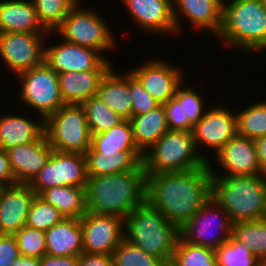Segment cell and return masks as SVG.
Instances as JSON below:
<instances>
[{"instance_id":"6da1fadb","label":"cell","mask_w":266,"mask_h":266,"mask_svg":"<svg viewBox=\"0 0 266 266\" xmlns=\"http://www.w3.org/2000/svg\"><path fill=\"white\" fill-rule=\"evenodd\" d=\"M212 197L208 165L184 172L146 174V201L179 229Z\"/></svg>"},{"instance_id":"7a4b0ae2","label":"cell","mask_w":266,"mask_h":266,"mask_svg":"<svg viewBox=\"0 0 266 266\" xmlns=\"http://www.w3.org/2000/svg\"><path fill=\"white\" fill-rule=\"evenodd\" d=\"M145 201L146 173L142 163L135 170L88 177V212L115 215L125 220L133 209Z\"/></svg>"},{"instance_id":"3957f363","label":"cell","mask_w":266,"mask_h":266,"mask_svg":"<svg viewBox=\"0 0 266 266\" xmlns=\"http://www.w3.org/2000/svg\"><path fill=\"white\" fill-rule=\"evenodd\" d=\"M217 37L241 54L266 50V10L261 0H223L222 27Z\"/></svg>"},{"instance_id":"277c9868","label":"cell","mask_w":266,"mask_h":266,"mask_svg":"<svg viewBox=\"0 0 266 266\" xmlns=\"http://www.w3.org/2000/svg\"><path fill=\"white\" fill-rule=\"evenodd\" d=\"M212 197L233 224L266 218V174L212 177Z\"/></svg>"},{"instance_id":"5b68a950","label":"cell","mask_w":266,"mask_h":266,"mask_svg":"<svg viewBox=\"0 0 266 266\" xmlns=\"http://www.w3.org/2000/svg\"><path fill=\"white\" fill-rule=\"evenodd\" d=\"M124 239L145 253L162 259L168 266L179 238V228L147 201L124 220Z\"/></svg>"},{"instance_id":"8992f818","label":"cell","mask_w":266,"mask_h":266,"mask_svg":"<svg viewBox=\"0 0 266 266\" xmlns=\"http://www.w3.org/2000/svg\"><path fill=\"white\" fill-rule=\"evenodd\" d=\"M206 164L196 149L193 133L184 130H168L142 159L146 174L184 172Z\"/></svg>"},{"instance_id":"52a82bcc","label":"cell","mask_w":266,"mask_h":266,"mask_svg":"<svg viewBox=\"0 0 266 266\" xmlns=\"http://www.w3.org/2000/svg\"><path fill=\"white\" fill-rule=\"evenodd\" d=\"M83 1L79 0L53 33L60 35V39L100 51L105 56L106 50L110 52L117 48L118 39L98 9L82 7Z\"/></svg>"},{"instance_id":"ba28073f","label":"cell","mask_w":266,"mask_h":266,"mask_svg":"<svg viewBox=\"0 0 266 266\" xmlns=\"http://www.w3.org/2000/svg\"><path fill=\"white\" fill-rule=\"evenodd\" d=\"M44 133L54 151L85 154L91 133L82 105L65 104L44 121Z\"/></svg>"},{"instance_id":"9c48e42d","label":"cell","mask_w":266,"mask_h":266,"mask_svg":"<svg viewBox=\"0 0 266 266\" xmlns=\"http://www.w3.org/2000/svg\"><path fill=\"white\" fill-rule=\"evenodd\" d=\"M20 90L19 100L27 108L35 109L44 121L65 105L59 87L58 74L50 70L44 63L30 70L23 71L17 75ZM30 107H28V106Z\"/></svg>"},{"instance_id":"30bf717a","label":"cell","mask_w":266,"mask_h":266,"mask_svg":"<svg viewBox=\"0 0 266 266\" xmlns=\"http://www.w3.org/2000/svg\"><path fill=\"white\" fill-rule=\"evenodd\" d=\"M232 231L229 214L211 197L179 229V235L185 242L216 250L229 240Z\"/></svg>"},{"instance_id":"8fae6325","label":"cell","mask_w":266,"mask_h":266,"mask_svg":"<svg viewBox=\"0 0 266 266\" xmlns=\"http://www.w3.org/2000/svg\"><path fill=\"white\" fill-rule=\"evenodd\" d=\"M52 33H0V58L9 72L17 75L43 64L46 41Z\"/></svg>"},{"instance_id":"7c38bea8","label":"cell","mask_w":266,"mask_h":266,"mask_svg":"<svg viewBox=\"0 0 266 266\" xmlns=\"http://www.w3.org/2000/svg\"><path fill=\"white\" fill-rule=\"evenodd\" d=\"M52 46L45 47L44 64L57 74L84 72L88 70H110L112 65L108 56L100 51L83 47L64 39ZM108 57V58H107Z\"/></svg>"},{"instance_id":"4fadbf2b","label":"cell","mask_w":266,"mask_h":266,"mask_svg":"<svg viewBox=\"0 0 266 266\" xmlns=\"http://www.w3.org/2000/svg\"><path fill=\"white\" fill-rule=\"evenodd\" d=\"M210 107L194 125L192 131L196 149L207 162L210 159L205 154H201L202 149H204L202 147L209 148L216 154L228 141L237 135L236 111L234 113V109L227 108L225 104H215Z\"/></svg>"},{"instance_id":"5bb4252c","label":"cell","mask_w":266,"mask_h":266,"mask_svg":"<svg viewBox=\"0 0 266 266\" xmlns=\"http://www.w3.org/2000/svg\"><path fill=\"white\" fill-rule=\"evenodd\" d=\"M83 252L112 255L124 240V219L88 212L80 218Z\"/></svg>"},{"instance_id":"9a60e30c","label":"cell","mask_w":266,"mask_h":266,"mask_svg":"<svg viewBox=\"0 0 266 266\" xmlns=\"http://www.w3.org/2000/svg\"><path fill=\"white\" fill-rule=\"evenodd\" d=\"M214 156L222 172L215 171L210 160L207 165L212 177L252 176L265 174L257 159L253 139L236 135L228 141ZM224 170V172H223Z\"/></svg>"},{"instance_id":"2e32d148","label":"cell","mask_w":266,"mask_h":266,"mask_svg":"<svg viewBox=\"0 0 266 266\" xmlns=\"http://www.w3.org/2000/svg\"><path fill=\"white\" fill-rule=\"evenodd\" d=\"M129 71L160 104L174 98L177 88L184 83L185 72L181 66L166 62L165 59H151Z\"/></svg>"},{"instance_id":"e0dca14e","label":"cell","mask_w":266,"mask_h":266,"mask_svg":"<svg viewBox=\"0 0 266 266\" xmlns=\"http://www.w3.org/2000/svg\"><path fill=\"white\" fill-rule=\"evenodd\" d=\"M133 24L153 34L177 35L173 0H121Z\"/></svg>"},{"instance_id":"ac0fdd59","label":"cell","mask_w":266,"mask_h":266,"mask_svg":"<svg viewBox=\"0 0 266 266\" xmlns=\"http://www.w3.org/2000/svg\"><path fill=\"white\" fill-rule=\"evenodd\" d=\"M223 0H173V16L177 35L182 33V19H187L203 34L217 36L222 27ZM182 16V17H181Z\"/></svg>"},{"instance_id":"d6986e66","label":"cell","mask_w":266,"mask_h":266,"mask_svg":"<svg viewBox=\"0 0 266 266\" xmlns=\"http://www.w3.org/2000/svg\"><path fill=\"white\" fill-rule=\"evenodd\" d=\"M37 194L28 184L16 183L0 191V234L14 235L26 226L27 215Z\"/></svg>"},{"instance_id":"ffe728a7","label":"cell","mask_w":266,"mask_h":266,"mask_svg":"<svg viewBox=\"0 0 266 266\" xmlns=\"http://www.w3.org/2000/svg\"><path fill=\"white\" fill-rule=\"evenodd\" d=\"M52 151L45 133L33 143L7 149L9 165L15 182L28 184L45 166Z\"/></svg>"},{"instance_id":"44dd1931","label":"cell","mask_w":266,"mask_h":266,"mask_svg":"<svg viewBox=\"0 0 266 266\" xmlns=\"http://www.w3.org/2000/svg\"><path fill=\"white\" fill-rule=\"evenodd\" d=\"M48 34L40 23L32 0H0V33Z\"/></svg>"},{"instance_id":"7402d4cb","label":"cell","mask_w":266,"mask_h":266,"mask_svg":"<svg viewBox=\"0 0 266 266\" xmlns=\"http://www.w3.org/2000/svg\"><path fill=\"white\" fill-rule=\"evenodd\" d=\"M23 114L0 115V147L4 150L33 143L44 134V120L40 116L32 120V117Z\"/></svg>"},{"instance_id":"603a6c76","label":"cell","mask_w":266,"mask_h":266,"mask_svg":"<svg viewBox=\"0 0 266 266\" xmlns=\"http://www.w3.org/2000/svg\"><path fill=\"white\" fill-rule=\"evenodd\" d=\"M46 254L76 256L83 253V233L80 219L64 218L45 231Z\"/></svg>"},{"instance_id":"cb8c5ba5","label":"cell","mask_w":266,"mask_h":266,"mask_svg":"<svg viewBox=\"0 0 266 266\" xmlns=\"http://www.w3.org/2000/svg\"><path fill=\"white\" fill-rule=\"evenodd\" d=\"M109 70H88L58 74L61 97L65 104L81 105L97 95L99 85Z\"/></svg>"},{"instance_id":"d4e9b609","label":"cell","mask_w":266,"mask_h":266,"mask_svg":"<svg viewBox=\"0 0 266 266\" xmlns=\"http://www.w3.org/2000/svg\"><path fill=\"white\" fill-rule=\"evenodd\" d=\"M114 69V70H113ZM112 67L103 77L97 97L123 119L131 118L132 96L129 86V70L122 74Z\"/></svg>"},{"instance_id":"484cf974","label":"cell","mask_w":266,"mask_h":266,"mask_svg":"<svg viewBox=\"0 0 266 266\" xmlns=\"http://www.w3.org/2000/svg\"><path fill=\"white\" fill-rule=\"evenodd\" d=\"M84 155L88 177L135 170L143 159L141 151L86 152Z\"/></svg>"},{"instance_id":"4316f807","label":"cell","mask_w":266,"mask_h":266,"mask_svg":"<svg viewBox=\"0 0 266 266\" xmlns=\"http://www.w3.org/2000/svg\"><path fill=\"white\" fill-rule=\"evenodd\" d=\"M129 120L135 144L142 153L146 152L169 130L162 104L146 114L131 116Z\"/></svg>"},{"instance_id":"83f0119b","label":"cell","mask_w":266,"mask_h":266,"mask_svg":"<svg viewBox=\"0 0 266 266\" xmlns=\"http://www.w3.org/2000/svg\"><path fill=\"white\" fill-rule=\"evenodd\" d=\"M38 196L58 209L65 218L80 219L87 213L86 187L54 186Z\"/></svg>"},{"instance_id":"f1b7e54d","label":"cell","mask_w":266,"mask_h":266,"mask_svg":"<svg viewBox=\"0 0 266 266\" xmlns=\"http://www.w3.org/2000/svg\"><path fill=\"white\" fill-rule=\"evenodd\" d=\"M116 151H140L133 138L130 120H124L106 132L92 135L90 147L86 152Z\"/></svg>"},{"instance_id":"f546056e","label":"cell","mask_w":266,"mask_h":266,"mask_svg":"<svg viewBox=\"0 0 266 266\" xmlns=\"http://www.w3.org/2000/svg\"><path fill=\"white\" fill-rule=\"evenodd\" d=\"M232 237L266 266V218L233 224Z\"/></svg>"},{"instance_id":"4dcf8cb0","label":"cell","mask_w":266,"mask_h":266,"mask_svg":"<svg viewBox=\"0 0 266 266\" xmlns=\"http://www.w3.org/2000/svg\"><path fill=\"white\" fill-rule=\"evenodd\" d=\"M236 112L237 135L248 139L266 136V100L249 103Z\"/></svg>"},{"instance_id":"1f68e13d","label":"cell","mask_w":266,"mask_h":266,"mask_svg":"<svg viewBox=\"0 0 266 266\" xmlns=\"http://www.w3.org/2000/svg\"><path fill=\"white\" fill-rule=\"evenodd\" d=\"M84 108L91 135L103 133L119 125L123 119L112 111L99 97L93 96L81 104Z\"/></svg>"},{"instance_id":"d6a6232c","label":"cell","mask_w":266,"mask_h":266,"mask_svg":"<svg viewBox=\"0 0 266 266\" xmlns=\"http://www.w3.org/2000/svg\"><path fill=\"white\" fill-rule=\"evenodd\" d=\"M169 266H217L214 249L185 242L178 238Z\"/></svg>"},{"instance_id":"836d02e7","label":"cell","mask_w":266,"mask_h":266,"mask_svg":"<svg viewBox=\"0 0 266 266\" xmlns=\"http://www.w3.org/2000/svg\"><path fill=\"white\" fill-rule=\"evenodd\" d=\"M38 19L48 32H54L79 0H32Z\"/></svg>"},{"instance_id":"e575fe53","label":"cell","mask_w":266,"mask_h":266,"mask_svg":"<svg viewBox=\"0 0 266 266\" xmlns=\"http://www.w3.org/2000/svg\"><path fill=\"white\" fill-rule=\"evenodd\" d=\"M215 252L217 266H264L247 246L239 243L232 236Z\"/></svg>"},{"instance_id":"d590c367","label":"cell","mask_w":266,"mask_h":266,"mask_svg":"<svg viewBox=\"0 0 266 266\" xmlns=\"http://www.w3.org/2000/svg\"><path fill=\"white\" fill-rule=\"evenodd\" d=\"M61 186L86 187L88 175L84 154L60 152Z\"/></svg>"},{"instance_id":"8d00e7d4","label":"cell","mask_w":266,"mask_h":266,"mask_svg":"<svg viewBox=\"0 0 266 266\" xmlns=\"http://www.w3.org/2000/svg\"><path fill=\"white\" fill-rule=\"evenodd\" d=\"M114 266H168L162 259L145 253L123 240L113 251Z\"/></svg>"},{"instance_id":"74e56055","label":"cell","mask_w":266,"mask_h":266,"mask_svg":"<svg viewBox=\"0 0 266 266\" xmlns=\"http://www.w3.org/2000/svg\"><path fill=\"white\" fill-rule=\"evenodd\" d=\"M64 218L58 209L36 195L27 215L26 226L45 232Z\"/></svg>"},{"instance_id":"f35d334b","label":"cell","mask_w":266,"mask_h":266,"mask_svg":"<svg viewBox=\"0 0 266 266\" xmlns=\"http://www.w3.org/2000/svg\"><path fill=\"white\" fill-rule=\"evenodd\" d=\"M14 236L20 255L41 259L46 254L44 231L24 226Z\"/></svg>"},{"instance_id":"ab89813d","label":"cell","mask_w":266,"mask_h":266,"mask_svg":"<svg viewBox=\"0 0 266 266\" xmlns=\"http://www.w3.org/2000/svg\"><path fill=\"white\" fill-rule=\"evenodd\" d=\"M28 185L37 195L47 188L61 186L60 151H52L45 166Z\"/></svg>"},{"instance_id":"60d3db41","label":"cell","mask_w":266,"mask_h":266,"mask_svg":"<svg viewBox=\"0 0 266 266\" xmlns=\"http://www.w3.org/2000/svg\"><path fill=\"white\" fill-rule=\"evenodd\" d=\"M174 98L186 113L189 121L195 125L205 114L204 97L195 88L187 87L182 83L175 93Z\"/></svg>"},{"instance_id":"b9f144b4","label":"cell","mask_w":266,"mask_h":266,"mask_svg":"<svg viewBox=\"0 0 266 266\" xmlns=\"http://www.w3.org/2000/svg\"><path fill=\"white\" fill-rule=\"evenodd\" d=\"M129 86L132 96L131 116L146 114L160 105V103L143 88L141 82L130 71Z\"/></svg>"},{"instance_id":"7bdbcfd3","label":"cell","mask_w":266,"mask_h":266,"mask_svg":"<svg viewBox=\"0 0 266 266\" xmlns=\"http://www.w3.org/2000/svg\"><path fill=\"white\" fill-rule=\"evenodd\" d=\"M169 130L193 131L194 125L189 121L186 113L175 98L162 104Z\"/></svg>"},{"instance_id":"ee69618b","label":"cell","mask_w":266,"mask_h":266,"mask_svg":"<svg viewBox=\"0 0 266 266\" xmlns=\"http://www.w3.org/2000/svg\"><path fill=\"white\" fill-rule=\"evenodd\" d=\"M19 255L15 236L0 234V266H11Z\"/></svg>"},{"instance_id":"f6af8a7d","label":"cell","mask_w":266,"mask_h":266,"mask_svg":"<svg viewBox=\"0 0 266 266\" xmlns=\"http://www.w3.org/2000/svg\"><path fill=\"white\" fill-rule=\"evenodd\" d=\"M78 266H114L112 255L83 252L78 256Z\"/></svg>"},{"instance_id":"bcb514c9","label":"cell","mask_w":266,"mask_h":266,"mask_svg":"<svg viewBox=\"0 0 266 266\" xmlns=\"http://www.w3.org/2000/svg\"><path fill=\"white\" fill-rule=\"evenodd\" d=\"M0 184L5 187L16 184L13 173L10 169L6 150L0 147Z\"/></svg>"},{"instance_id":"7dc6e473","label":"cell","mask_w":266,"mask_h":266,"mask_svg":"<svg viewBox=\"0 0 266 266\" xmlns=\"http://www.w3.org/2000/svg\"><path fill=\"white\" fill-rule=\"evenodd\" d=\"M40 266H78V257L50 256L45 254L41 258Z\"/></svg>"},{"instance_id":"c3c4849f","label":"cell","mask_w":266,"mask_h":266,"mask_svg":"<svg viewBox=\"0 0 266 266\" xmlns=\"http://www.w3.org/2000/svg\"><path fill=\"white\" fill-rule=\"evenodd\" d=\"M257 159L262 171L266 174V136L254 139Z\"/></svg>"},{"instance_id":"681fc988","label":"cell","mask_w":266,"mask_h":266,"mask_svg":"<svg viewBox=\"0 0 266 266\" xmlns=\"http://www.w3.org/2000/svg\"><path fill=\"white\" fill-rule=\"evenodd\" d=\"M40 258L19 255L11 266H40Z\"/></svg>"},{"instance_id":"f907efd6","label":"cell","mask_w":266,"mask_h":266,"mask_svg":"<svg viewBox=\"0 0 266 266\" xmlns=\"http://www.w3.org/2000/svg\"><path fill=\"white\" fill-rule=\"evenodd\" d=\"M262 5L264 6V9L266 10V0H261Z\"/></svg>"}]
</instances>
